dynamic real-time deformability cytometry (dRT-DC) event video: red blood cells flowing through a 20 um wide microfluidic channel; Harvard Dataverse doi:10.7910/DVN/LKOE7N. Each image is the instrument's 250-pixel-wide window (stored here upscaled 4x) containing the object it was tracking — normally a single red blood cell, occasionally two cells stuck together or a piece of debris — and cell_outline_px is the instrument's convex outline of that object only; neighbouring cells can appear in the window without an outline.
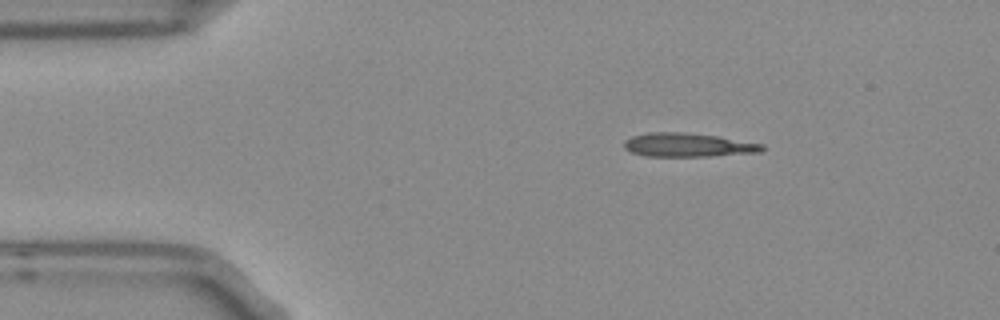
{"species": "Egyptian fruit bat (a non-hibernating species)", "species_latin": "Rousettus aegyptiacus", "temperature_condition": "room temperature", "stored_images_in_passage": 4, "segment_of_instrument_passage": [2, 2], "camera_frame_rate_fps": 3000, "um_per_image_px": 0.085, "frame": {"image": 1, "passage_image": 4, "time_ms": 1.0, "image_size_px": [1000, 320], "cell_outline_px": [[764, 148], [760, 152], [712, 156], [644, 156], [632, 152], [624, 148], [624, 140], [632, 136], [648, 132], [680, 132], [716, 136], [764, 144]], "centroid_in_image_um": [58.45, 12.32], "position_along_channel_um": 26.6, "area_um2": 19.02}}